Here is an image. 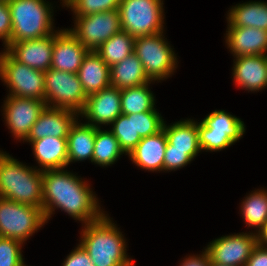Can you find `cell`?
<instances>
[{
  "label": "cell",
  "instance_id": "8",
  "mask_svg": "<svg viewBox=\"0 0 267 266\" xmlns=\"http://www.w3.org/2000/svg\"><path fill=\"white\" fill-rule=\"evenodd\" d=\"M0 80L7 87V96L45 101V72L15 60L4 48L0 52Z\"/></svg>",
  "mask_w": 267,
  "mask_h": 266
},
{
  "label": "cell",
  "instance_id": "21",
  "mask_svg": "<svg viewBox=\"0 0 267 266\" xmlns=\"http://www.w3.org/2000/svg\"><path fill=\"white\" fill-rule=\"evenodd\" d=\"M28 143L39 165L34 166L37 170L68 168L67 138L44 137Z\"/></svg>",
  "mask_w": 267,
  "mask_h": 266
},
{
  "label": "cell",
  "instance_id": "26",
  "mask_svg": "<svg viewBox=\"0 0 267 266\" xmlns=\"http://www.w3.org/2000/svg\"><path fill=\"white\" fill-rule=\"evenodd\" d=\"M151 82L144 67L133 52L119 63L110 67V85L118 89H127Z\"/></svg>",
  "mask_w": 267,
  "mask_h": 266
},
{
  "label": "cell",
  "instance_id": "14",
  "mask_svg": "<svg viewBox=\"0 0 267 266\" xmlns=\"http://www.w3.org/2000/svg\"><path fill=\"white\" fill-rule=\"evenodd\" d=\"M122 114L121 90L109 86L99 92L88 95L84 109L79 113L84 123L102 128L110 126Z\"/></svg>",
  "mask_w": 267,
  "mask_h": 266
},
{
  "label": "cell",
  "instance_id": "42",
  "mask_svg": "<svg viewBox=\"0 0 267 266\" xmlns=\"http://www.w3.org/2000/svg\"><path fill=\"white\" fill-rule=\"evenodd\" d=\"M210 266H225V265H219V264H216V263L211 262V265Z\"/></svg>",
  "mask_w": 267,
  "mask_h": 266
},
{
  "label": "cell",
  "instance_id": "2",
  "mask_svg": "<svg viewBox=\"0 0 267 266\" xmlns=\"http://www.w3.org/2000/svg\"><path fill=\"white\" fill-rule=\"evenodd\" d=\"M107 212L97 221L82 225L79 244L95 266H135L128 242Z\"/></svg>",
  "mask_w": 267,
  "mask_h": 266
},
{
  "label": "cell",
  "instance_id": "33",
  "mask_svg": "<svg viewBox=\"0 0 267 266\" xmlns=\"http://www.w3.org/2000/svg\"><path fill=\"white\" fill-rule=\"evenodd\" d=\"M135 132L143 138L154 135L163 129L164 117L158 111L133 114Z\"/></svg>",
  "mask_w": 267,
  "mask_h": 266
},
{
  "label": "cell",
  "instance_id": "24",
  "mask_svg": "<svg viewBox=\"0 0 267 266\" xmlns=\"http://www.w3.org/2000/svg\"><path fill=\"white\" fill-rule=\"evenodd\" d=\"M95 136V126L81 122L80 118L75 121L67 136L68 165L85 160L92 163Z\"/></svg>",
  "mask_w": 267,
  "mask_h": 266
},
{
  "label": "cell",
  "instance_id": "19",
  "mask_svg": "<svg viewBox=\"0 0 267 266\" xmlns=\"http://www.w3.org/2000/svg\"><path fill=\"white\" fill-rule=\"evenodd\" d=\"M225 45L233 58L267 55V31L254 27H227Z\"/></svg>",
  "mask_w": 267,
  "mask_h": 266
},
{
  "label": "cell",
  "instance_id": "31",
  "mask_svg": "<svg viewBox=\"0 0 267 266\" xmlns=\"http://www.w3.org/2000/svg\"><path fill=\"white\" fill-rule=\"evenodd\" d=\"M109 130L117 138L120 148L127 156L142 139L138 133L135 132L133 114L119 115L112 122L111 126H109Z\"/></svg>",
  "mask_w": 267,
  "mask_h": 266
},
{
  "label": "cell",
  "instance_id": "13",
  "mask_svg": "<svg viewBox=\"0 0 267 266\" xmlns=\"http://www.w3.org/2000/svg\"><path fill=\"white\" fill-rule=\"evenodd\" d=\"M46 107L45 101L19 96H7L1 112L4 124L17 141H24L40 113Z\"/></svg>",
  "mask_w": 267,
  "mask_h": 266
},
{
  "label": "cell",
  "instance_id": "28",
  "mask_svg": "<svg viewBox=\"0 0 267 266\" xmlns=\"http://www.w3.org/2000/svg\"><path fill=\"white\" fill-rule=\"evenodd\" d=\"M150 84H155V81L121 90V110L123 115L157 111L156 99L150 89Z\"/></svg>",
  "mask_w": 267,
  "mask_h": 266
},
{
  "label": "cell",
  "instance_id": "39",
  "mask_svg": "<svg viewBox=\"0 0 267 266\" xmlns=\"http://www.w3.org/2000/svg\"><path fill=\"white\" fill-rule=\"evenodd\" d=\"M245 266H267V248L257 244Z\"/></svg>",
  "mask_w": 267,
  "mask_h": 266
},
{
  "label": "cell",
  "instance_id": "29",
  "mask_svg": "<svg viewBox=\"0 0 267 266\" xmlns=\"http://www.w3.org/2000/svg\"><path fill=\"white\" fill-rule=\"evenodd\" d=\"M123 154L126 155L120 148L117 138L109 129L96 128L93 164L104 168L112 166Z\"/></svg>",
  "mask_w": 267,
  "mask_h": 266
},
{
  "label": "cell",
  "instance_id": "34",
  "mask_svg": "<svg viewBox=\"0 0 267 266\" xmlns=\"http://www.w3.org/2000/svg\"><path fill=\"white\" fill-rule=\"evenodd\" d=\"M23 245L19 240L0 236V266H19L25 259Z\"/></svg>",
  "mask_w": 267,
  "mask_h": 266
},
{
  "label": "cell",
  "instance_id": "20",
  "mask_svg": "<svg viewBox=\"0 0 267 266\" xmlns=\"http://www.w3.org/2000/svg\"><path fill=\"white\" fill-rule=\"evenodd\" d=\"M166 144L167 138L162 129L154 135L143 137L128 157L141 170L163 172Z\"/></svg>",
  "mask_w": 267,
  "mask_h": 266
},
{
  "label": "cell",
  "instance_id": "41",
  "mask_svg": "<svg viewBox=\"0 0 267 266\" xmlns=\"http://www.w3.org/2000/svg\"><path fill=\"white\" fill-rule=\"evenodd\" d=\"M68 1L69 0H60V4L62 3L61 6L64 7Z\"/></svg>",
  "mask_w": 267,
  "mask_h": 266
},
{
  "label": "cell",
  "instance_id": "43",
  "mask_svg": "<svg viewBox=\"0 0 267 266\" xmlns=\"http://www.w3.org/2000/svg\"><path fill=\"white\" fill-rule=\"evenodd\" d=\"M19 266H28V265H26V264H25V261L23 260V261L20 263Z\"/></svg>",
  "mask_w": 267,
  "mask_h": 266
},
{
  "label": "cell",
  "instance_id": "22",
  "mask_svg": "<svg viewBox=\"0 0 267 266\" xmlns=\"http://www.w3.org/2000/svg\"><path fill=\"white\" fill-rule=\"evenodd\" d=\"M167 138L166 149L187 150V154L194 160L201 149L199 146L197 120L186 118L170 125L163 124Z\"/></svg>",
  "mask_w": 267,
  "mask_h": 266
},
{
  "label": "cell",
  "instance_id": "25",
  "mask_svg": "<svg viewBox=\"0 0 267 266\" xmlns=\"http://www.w3.org/2000/svg\"><path fill=\"white\" fill-rule=\"evenodd\" d=\"M226 15L227 27H254L267 31V1L237 3Z\"/></svg>",
  "mask_w": 267,
  "mask_h": 266
},
{
  "label": "cell",
  "instance_id": "32",
  "mask_svg": "<svg viewBox=\"0 0 267 266\" xmlns=\"http://www.w3.org/2000/svg\"><path fill=\"white\" fill-rule=\"evenodd\" d=\"M120 0H69L64 8L71 9L74 17L104 11L118 10Z\"/></svg>",
  "mask_w": 267,
  "mask_h": 266
},
{
  "label": "cell",
  "instance_id": "37",
  "mask_svg": "<svg viewBox=\"0 0 267 266\" xmlns=\"http://www.w3.org/2000/svg\"><path fill=\"white\" fill-rule=\"evenodd\" d=\"M61 266H95L88 252L78 243L65 257Z\"/></svg>",
  "mask_w": 267,
  "mask_h": 266
},
{
  "label": "cell",
  "instance_id": "38",
  "mask_svg": "<svg viewBox=\"0 0 267 266\" xmlns=\"http://www.w3.org/2000/svg\"><path fill=\"white\" fill-rule=\"evenodd\" d=\"M179 266H210L211 259L209 253L203 248L200 254L187 255Z\"/></svg>",
  "mask_w": 267,
  "mask_h": 266
},
{
  "label": "cell",
  "instance_id": "40",
  "mask_svg": "<svg viewBox=\"0 0 267 266\" xmlns=\"http://www.w3.org/2000/svg\"><path fill=\"white\" fill-rule=\"evenodd\" d=\"M257 241L260 246L267 248V222L257 233Z\"/></svg>",
  "mask_w": 267,
  "mask_h": 266
},
{
  "label": "cell",
  "instance_id": "9",
  "mask_svg": "<svg viewBox=\"0 0 267 266\" xmlns=\"http://www.w3.org/2000/svg\"><path fill=\"white\" fill-rule=\"evenodd\" d=\"M41 208L0 197V236L26 244L46 224Z\"/></svg>",
  "mask_w": 267,
  "mask_h": 266
},
{
  "label": "cell",
  "instance_id": "3",
  "mask_svg": "<svg viewBox=\"0 0 267 266\" xmlns=\"http://www.w3.org/2000/svg\"><path fill=\"white\" fill-rule=\"evenodd\" d=\"M42 173L0 150V197L43 210Z\"/></svg>",
  "mask_w": 267,
  "mask_h": 266
},
{
  "label": "cell",
  "instance_id": "23",
  "mask_svg": "<svg viewBox=\"0 0 267 266\" xmlns=\"http://www.w3.org/2000/svg\"><path fill=\"white\" fill-rule=\"evenodd\" d=\"M77 74L87 96L110 86V67L95 51L87 53Z\"/></svg>",
  "mask_w": 267,
  "mask_h": 266
},
{
  "label": "cell",
  "instance_id": "1",
  "mask_svg": "<svg viewBox=\"0 0 267 266\" xmlns=\"http://www.w3.org/2000/svg\"><path fill=\"white\" fill-rule=\"evenodd\" d=\"M43 179V213L46 222L60 209L82 225L97 221L106 211L89 181L66 168L45 170Z\"/></svg>",
  "mask_w": 267,
  "mask_h": 266
},
{
  "label": "cell",
  "instance_id": "7",
  "mask_svg": "<svg viewBox=\"0 0 267 266\" xmlns=\"http://www.w3.org/2000/svg\"><path fill=\"white\" fill-rule=\"evenodd\" d=\"M122 31L133 37L165 31L164 0H120Z\"/></svg>",
  "mask_w": 267,
  "mask_h": 266
},
{
  "label": "cell",
  "instance_id": "27",
  "mask_svg": "<svg viewBox=\"0 0 267 266\" xmlns=\"http://www.w3.org/2000/svg\"><path fill=\"white\" fill-rule=\"evenodd\" d=\"M239 211L247 229L249 227L251 232L258 233L267 222V190L263 187L249 192L242 200Z\"/></svg>",
  "mask_w": 267,
  "mask_h": 266
},
{
  "label": "cell",
  "instance_id": "15",
  "mask_svg": "<svg viewBox=\"0 0 267 266\" xmlns=\"http://www.w3.org/2000/svg\"><path fill=\"white\" fill-rule=\"evenodd\" d=\"M79 114L66 108L46 106L23 141L33 142L44 137L67 138Z\"/></svg>",
  "mask_w": 267,
  "mask_h": 266
},
{
  "label": "cell",
  "instance_id": "35",
  "mask_svg": "<svg viewBox=\"0 0 267 266\" xmlns=\"http://www.w3.org/2000/svg\"><path fill=\"white\" fill-rule=\"evenodd\" d=\"M193 161L187 150L166 149L163 162V172L182 169Z\"/></svg>",
  "mask_w": 267,
  "mask_h": 266
},
{
  "label": "cell",
  "instance_id": "4",
  "mask_svg": "<svg viewBox=\"0 0 267 266\" xmlns=\"http://www.w3.org/2000/svg\"><path fill=\"white\" fill-rule=\"evenodd\" d=\"M11 13V42L39 39L58 31L53 3L46 0H7Z\"/></svg>",
  "mask_w": 267,
  "mask_h": 266
},
{
  "label": "cell",
  "instance_id": "6",
  "mask_svg": "<svg viewBox=\"0 0 267 266\" xmlns=\"http://www.w3.org/2000/svg\"><path fill=\"white\" fill-rule=\"evenodd\" d=\"M241 118L225 110H214L197 121L199 146L202 152H219L235 143L246 132Z\"/></svg>",
  "mask_w": 267,
  "mask_h": 266
},
{
  "label": "cell",
  "instance_id": "16",
  "mask_svg": "<svg viewBox=\"0 0 267 266\" xmlns=\"http://www.w3.org/2000/svg\"><path fill=\"white\" fill-rule=\"evenodd\" d=\"M55 33L32 40L10 42L5 50L17 61L43 72L51 68Z\"/></svg>",
  "mask_w": 267,
  "mask_h": 266
},
{
  "label": "cell",
  "instance_id": "30",
  "mask_svg": "<svg viewBox=\"0 0 267 266\" xmlns=\"http://www.w3.org/2000/svg\"><path fill=\"white\" fill-rule=\"evenodd\" d=\"M134 41L135 37L121 30L104 42L95 52L111 67L134 52Z\"/></svg>",
  "mask_w": 267,
  "mask_h": 266
},
{
  "label": "cell",
  "instance_id": "18",
  "mask_svg": "<svg viewBox=\"0 0 267 266\" xmlns=\"http://www.w3.org/2000/svg\"><path fill=\"white\" fill-rule=\"evenodd\" d=\"M234 85L249 92L267 88V55L241 56L233 59Z\"/></svg>",
  "mask_w": 267,
  "mask_h": 266
},
{
  "label": "cell",
  "instance_id": "11",
  "mask_svg": "<svg viewBox=\"0 0 267 266\" xmlns=\"http://www.w3.org/2000/svg\"><path fill=\"white\" fill-rule=\"evenodd\" d=\"M73 18L74 27L68 29L89 51H96L104 42L122 30L118 10Z\"/></svg>",
  "mask_w": 267,
  "mask_h": 266
},
{
  "label": "cell",
  "instance_id": "5",
  "mask_svg": "<svg viewBox=\"0 0 267 266\" xmlns=\"http://www.w3.org/2000/svg\"><path fill=\"white\" fill-rule=\"evenodd\" d=\"M164 32L138 36L134 41V53L141 61L146 75L158 83L172 77L179 63Z\"/></svg>",
  "mask_w": 267,
  "mask_h": 266
},
{
  "label": "cell",
  "instance_id": "17",
  "mask_svg": "<svg viewBox=\"0 0 267 266\" xmlns=\"http://www.w3.org/2000/svg\"><path fill=\"white\" fill-rule=\"evenodd\" d=\"M89 50L68 28L55 32L51 69L77 74Z\"/></svg>",
  "mask_w": 267,
  "mask_h": 266
},
{
  "label": "cell",
  "instance_id": "10",
  "mask_svg": "<svg viewBox=\"0 0 267 266\" xmlns=\"http://www.w3.org/2000/svg\"><path fill=\"white\" fill-rule=\"evenodd\" d=\"M87 95L78 74L49 69L45 72V104L50 107L74 110L84 109Z\"/></svg>",
  "mask_w": 267,
  "mask_h": 266
},
{
  "label": "cell",
  "instance_id": "12",
  "mask_svg": "<svg viewBox=\"0 0 267 266\" xmlns=\"http://www.w3.org/2000/svg\"><path fill=\"white\" fill-rule=\"evenodd\" d=\"M257 244V233L247 231L215 238L204 249L209 253L213 263L245 266Z\"/></svg>",
  "mask_w": 267,
  "mask_h": 266
},
{
  "label": "cell",
  "instance_id": "36",
  "mask_svg": "<svg viewBox=\"0 0 267 266\" xmlns=\"http://www.w3.org/2000/svg\"><path fill=\"white\" fill-rule=\"evenodd\" d=\"M12 21L7 0H0V40L4 49L11 42Z\"/></svg>",
  "mask_w": 267,
  "mask_h": 266
}]
</instances>
